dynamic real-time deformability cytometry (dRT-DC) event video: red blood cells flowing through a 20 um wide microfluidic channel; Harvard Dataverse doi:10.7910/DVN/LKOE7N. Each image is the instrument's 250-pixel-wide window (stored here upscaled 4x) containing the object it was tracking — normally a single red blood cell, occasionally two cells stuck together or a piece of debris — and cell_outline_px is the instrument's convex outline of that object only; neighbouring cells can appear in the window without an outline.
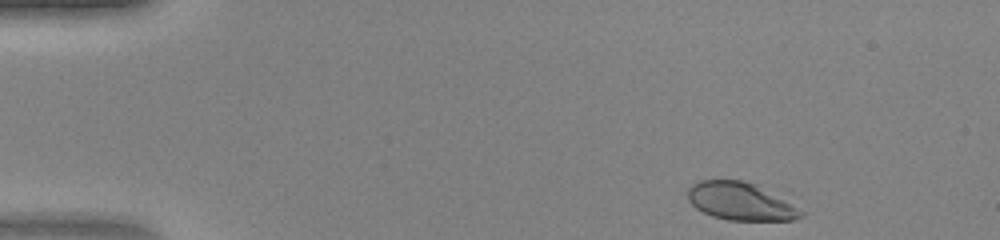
{"species": "human", "species_latin": "Homo sapiens", "temperature_condition": "warm", "stored_images_in_passage": 43, "camera_frame_rate_fps": 3000, "um_per_image_px": 0.085, "donor": {"sex": "female"}, "frame": {"image": 1, "passage_image": 2, "time_ms": 0.333, "image_size_px": [1000, 240], "cell_outline_px": [[804, 216], [792, 220], [728, 220], [712, 216], [696, 208], [688, 200], [688, 188], [692, 184], [700, 180], [744, 180], [756, 184], [804, 212]], "centroid_in_image_um": [62.89, 17.11], "position_along_channel_um": 22.1, "area_um2": 24.57}}
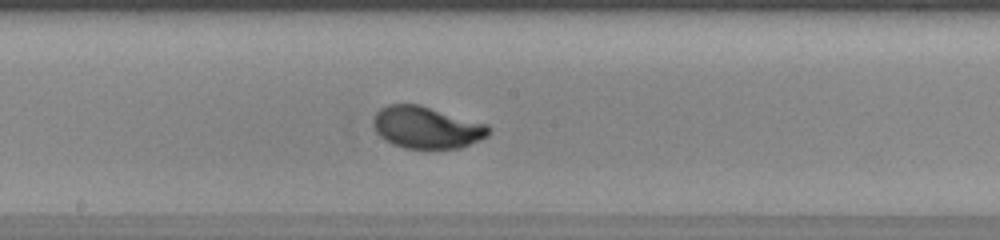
{"frame": {"image": 2, "passage_image": 22, "time_ms": 7.0, "image_size_px": [1000, 240], "cell_outline_px": [[492, 132], [488, 136], [480, 140], [460, 148], [404, 148], [392, 144], [380, 136], [376, 132], [376, 112], [380, 108], [388, 104], [420, 104], [488, 124], [492, 128]], "centroid_in_image_um": [36.33, 10.83], "position_along_channel_um": 211.9, "area_um2": 28.21}}
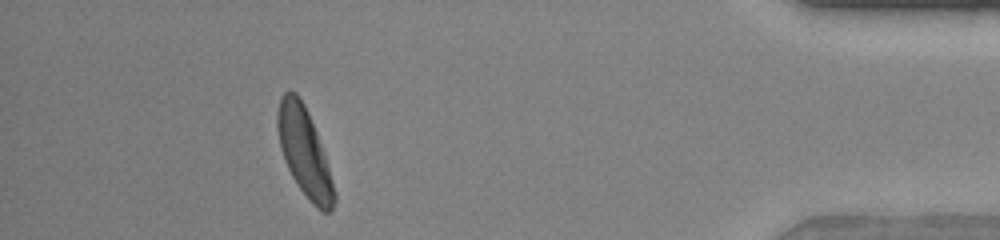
{"frame": {"image": 3, "passage_image": 39, "time_ms": 12.667, "image_size_px": [1000, 240], "cell_outline_px": [[336, 200], [332, 212], [324, 212], [316, 208], [312, 204], [300, 188], [292, 176], [284, 160], [280, 148], [276, 128], [276, 112], [280, 96], [288, 88], [296, 92], [304, 104], [308, 112], [324, 152], [336, 196]], "centroid_in_image_um": [25.84, 12.89], "position_along_channel_um": 409.4, "area_um2": 29.3}}